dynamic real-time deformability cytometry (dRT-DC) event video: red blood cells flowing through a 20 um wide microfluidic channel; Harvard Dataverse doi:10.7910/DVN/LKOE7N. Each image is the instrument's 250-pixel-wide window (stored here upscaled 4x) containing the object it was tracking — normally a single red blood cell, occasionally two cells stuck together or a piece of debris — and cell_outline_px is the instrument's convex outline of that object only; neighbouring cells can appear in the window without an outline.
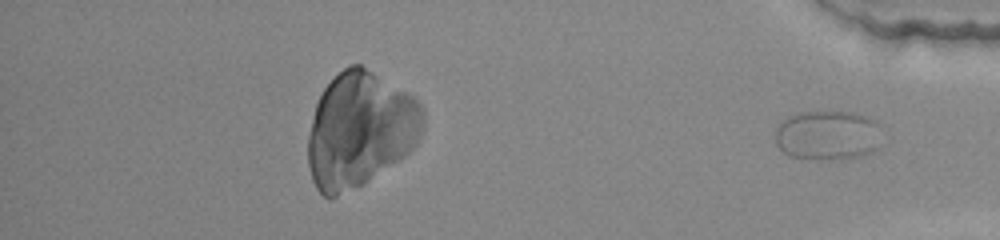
{"species": "common noctule bat (a hibernating species)", "species_latin": "Nyctalus noctula", "temperature_condition": "warm", "stored_images_in_passage": 41, "camera_frame_rate_fps": 3000, "um_per_image_px": 0.085, "animal": {"sex": "female", "body_mass_g": 22.0, "forearm_length_mm": 56.7}, "frame": {"image": 1, "passage_image": 41, "time_ms": 13.333, "image_size_px": [1000, 240], "cell_outline_px": [[880, 124], [876, 148], [872, 152], [860, 156], [792, 156], [784, 152], [776, 144], [776, 128], [788, 116], [800, 112], [852, 112], [876, 120]], "centroid_in_image_um": [70.35, 11.43], "position_along_channel_um": 364.9, "area_um2": 29.54}}